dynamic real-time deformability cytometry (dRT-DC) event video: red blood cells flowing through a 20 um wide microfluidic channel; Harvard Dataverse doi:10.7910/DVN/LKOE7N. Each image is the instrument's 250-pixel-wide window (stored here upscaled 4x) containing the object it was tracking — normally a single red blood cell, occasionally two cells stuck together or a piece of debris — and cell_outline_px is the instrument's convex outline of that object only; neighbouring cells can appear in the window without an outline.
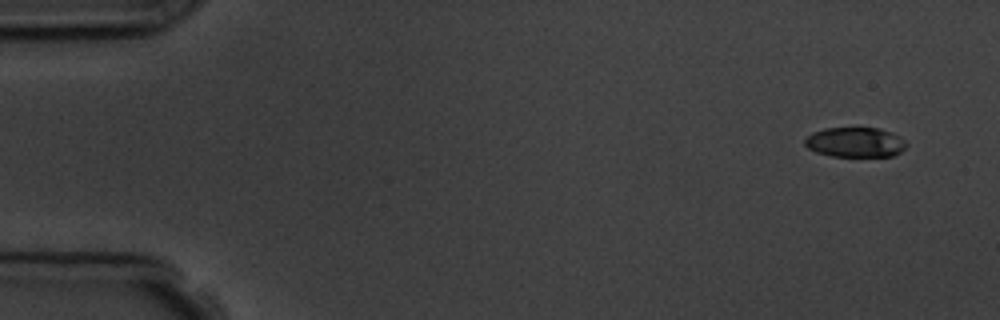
{"species": "common noctule bat (a hibernating species)", "species_latin": "Nyctalus noctula", "temperature_condition": "room temperature", "stored_images_in_passage": 6, "segment_of_instrument_passage": [2, 2], "camera_frame_rate_fps": 3000, "um_per_image_px": 0.085, "animal": {"sex": "male", "body_mass_g": 19.5, "forearm_length_mm": 54.6}, "frame": {"image": 1, "passage_image": 6, "time_ms": 5.667, "image_size_px": [1000, 320], "cell_outline_px": [[904, 148], [900, 152], [892, 156], [832, 156], [816, 152], [808, 148], [804, 144], [804, 140], [812, 132], [824, 128], [880, 128], [892, 132], [900, 136], [904, 140]], "centroid_in_image_um": [72.67, 12.08], "position_along_channel_um": 12.3, "area_um2": 17.63}}